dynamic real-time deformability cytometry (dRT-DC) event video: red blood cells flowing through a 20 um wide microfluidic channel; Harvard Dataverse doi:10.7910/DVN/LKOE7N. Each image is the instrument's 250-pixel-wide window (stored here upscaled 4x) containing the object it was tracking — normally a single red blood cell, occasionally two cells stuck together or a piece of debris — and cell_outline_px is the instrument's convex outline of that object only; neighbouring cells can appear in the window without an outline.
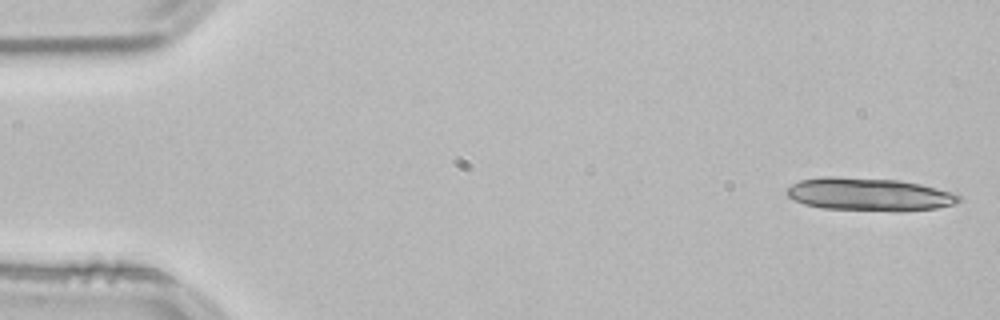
{"species": "common noctule bat (a hibernating species)", "species_latin": "Nyctalus noctula", "temperature_condition": "room temperature", "stored_images_in_passage": 14, "camera_frame_rate_fps": 3000, "um_per_image_px": 0.085, "animal": {"sex": "male", "body_mass_g": 21.5, "forearm_length_mm": 52.0}, "frame": {"image": 1, "passage_image": 1, "time_ms": 0.0, "image_size_px": [1000, 320], "cell_outline_px": [[960, 200], [956, 204], [936, 208], [904, 212], [896, 212], [820, 208], [804, 204], [792, 200], [784, 192], [792, 184], [800, 180], [820, 176], [836, 176], [900, 180], [920, 184], [956, 192], [960, 196]], "centroid_in_image_um": [73.88, 16.53], "position_along_channel_um": 11.1, "area_um2": 33.81}}